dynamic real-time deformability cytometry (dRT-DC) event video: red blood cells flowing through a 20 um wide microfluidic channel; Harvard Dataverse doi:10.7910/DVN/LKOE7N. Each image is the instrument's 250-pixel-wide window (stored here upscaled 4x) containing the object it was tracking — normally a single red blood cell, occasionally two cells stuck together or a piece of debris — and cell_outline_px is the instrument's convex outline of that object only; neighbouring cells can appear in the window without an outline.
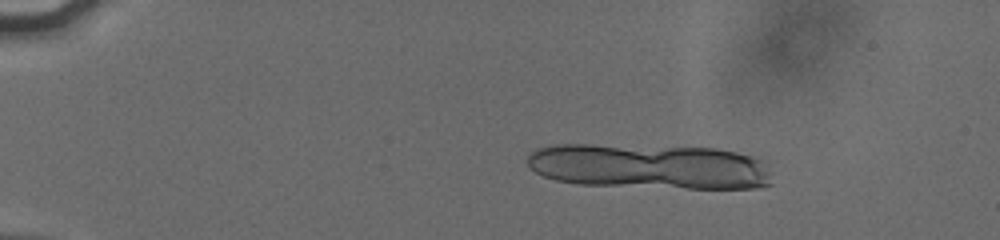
{"species": "human", "species_latin": "Homo sapiens", "temperature_condition": "cold", "stored_images_in_passage": 16, "camera_frame_rate_fps": 3000, "um_per_image_px": 0.085, "donor": {"sex": "male"}, "frame": {"image": 1, "passage_image": 10, "time_ms": 3.0, "image_size_px": [1000, 240], "cell_outline_px": [[772, 184], [756, 188], [688, 188], [580, 184], [556, 180], [544, 176], [536, 172], [528, 164], [528, 152], [536, 148], [556, 144], [592, 144], [716, 148], [736, 152], [760, 160], [772, 172]], "centroid_in_image_um": [55.19, 14.14], "position_along_channel_um": 29.8, "area_um2": 64.62}}